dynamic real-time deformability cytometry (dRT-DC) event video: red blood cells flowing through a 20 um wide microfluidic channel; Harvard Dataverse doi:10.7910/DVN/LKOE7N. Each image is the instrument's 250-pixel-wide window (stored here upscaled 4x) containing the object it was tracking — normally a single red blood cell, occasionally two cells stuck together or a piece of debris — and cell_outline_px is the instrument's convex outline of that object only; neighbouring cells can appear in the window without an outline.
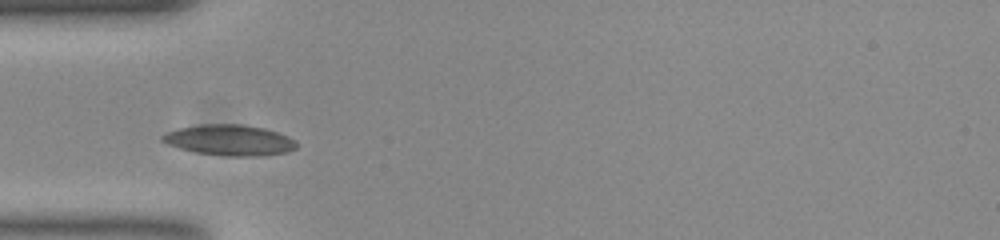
{"species": "common noctule bat (a hibernating species)", "species_latin": "Nyctalus noctula", "temperature_condition": "room temperature", "stored_images_in_passage": 12, "camera_frame_rate_fps": 3000, "um_per_image_px": 0.085, "animal": {"sex": "female", "body_mass_g": 23.0, "forearm_length_mm": 53.4}, "frame": {"image": 1, "passage_image": 3, "time_ms": 0.667, "image_size_px": [1000, 240], "cell_outline_px": [[296, 148], [288, 152], [256, 156], [224, 156], [196, 152], [180, 148], [168, 144], [160, 140], [160, 136], [168, 132], [180, 128], [200, 124], [240, 124], [264, 128], [288, 136], [296, 144]], "centroid_in_image_um": [19.49, 11.91], "position_along_channel_um": 65.5, "area_um2": 23.81}}
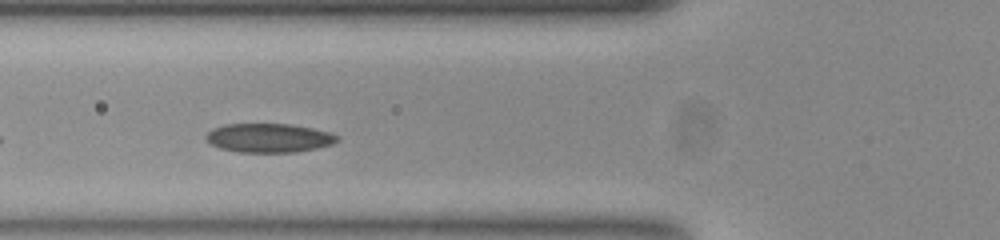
{"frame": {"image": 2, "passage_image": 6, "time_ms": 1.667, "image_size_px": [1000, 240], "cell_outline_px": [[340, 140], [332, 144], [316, 148], [296, 152], [240, 152], [220, 148], [212, 144], [204, 136], [212, 128], [224, 124], [292, 124], [312, 128], [328, 132], [340, 136]], "centroid_in_image_um": [22.87, 11.72], "position_along_channel_um": 102.9, "area_um2": 22.14}}
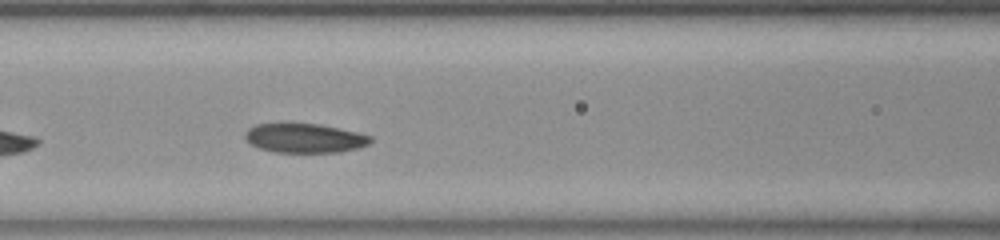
{"frame": {"image": 3, "passage_image": 9, "time_ms": 2.667, "image_size_px": [1000, 240], "cell_outline_px": [[372, 140], [368, 144], [360, 148], [340, 152], [276, 152], [260, 148], [252, 144], [244, 136], [244, 132], [248, 128], [256, 124], [320, 124], [356, 132], [372, 136]], "centroid_in_image_um": [25.92, 11.74], "position_along_channel_um": 140.7, "area_um2": 21.21}}